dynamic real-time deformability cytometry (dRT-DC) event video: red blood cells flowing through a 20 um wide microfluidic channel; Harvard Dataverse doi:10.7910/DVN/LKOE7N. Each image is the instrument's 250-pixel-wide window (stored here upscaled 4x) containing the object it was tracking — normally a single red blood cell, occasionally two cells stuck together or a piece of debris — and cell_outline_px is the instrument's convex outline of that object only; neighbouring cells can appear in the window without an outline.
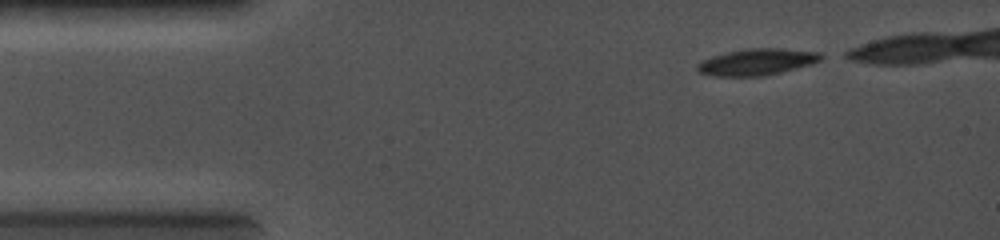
{"species": "common noctule bat (a hibernating species)", "species_latin": "Nyctalus noctula", "temperature_condition": "cold", "stored_images_in_passage": 20, "camera_frame_rate_fps": 5000, "um_per_image_px": 0.085, "animal": {"sex": "female", "body_mass_g": 19.0, "forearm_length_mm": 56.7}, "frame": {"image": 1, "passage_image": 1, "time_ms": 0.0, "image_size_px": [1000, 240], "cell_outline_px": [[828, 56], [812, 64], [764, 76], [712, 76], [700, 72], [696, 68], [696, 64], [700, 60], [712, 56], [744, 48], [780, 48], [820, 52]], "centroid_in_image_um": [64.35, 5.25], "position_along_channel_um": 20.6, "area_um2": 19.31}}
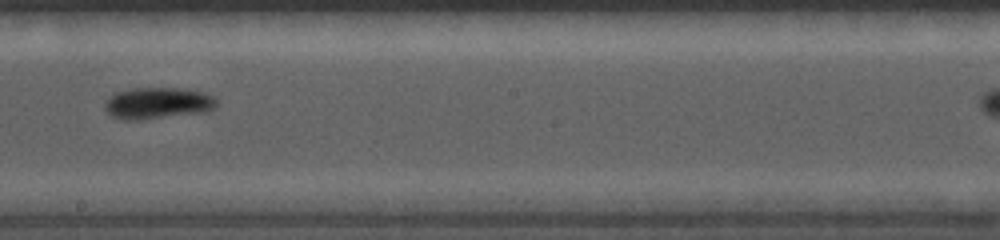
{"frame": {"image": 2, "passage_image": 12, "time_ms": 6.0, "image_size_px": [1000, 240], "cell_outline_px": [[216, 108], [208, 112], [140, 120], [124, 120], [112, 116], [104, 108], [104, 100], [116, 92], [132, 88], [188, 88], [204, 92], [216, 96]], "centroid_in_image_um": [13.44, 8.76], "position_along_channel_um": 234.8, "area_um2": 21.04}}
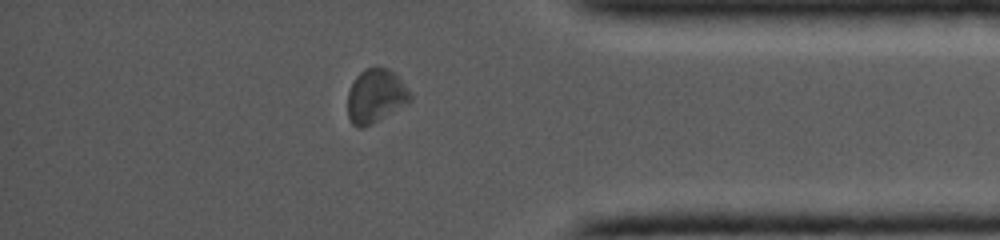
{"frame": {"image": 3, "passage_image": 19, "time_ms": 9.8, "image_size_px": [1000, 240], "cell_outline_px": [[412, 100], [376, 120], [360, 128], [356, 128], [352, 124], [348, 116], [348, 92], [356, 76], [364, 68], [388, 68], [404, 84], [412, 96]], "centroid_in_image_um": [31.9, 8.14], "position_along_channel_um": 403.3, "area_um2": 18.96}}